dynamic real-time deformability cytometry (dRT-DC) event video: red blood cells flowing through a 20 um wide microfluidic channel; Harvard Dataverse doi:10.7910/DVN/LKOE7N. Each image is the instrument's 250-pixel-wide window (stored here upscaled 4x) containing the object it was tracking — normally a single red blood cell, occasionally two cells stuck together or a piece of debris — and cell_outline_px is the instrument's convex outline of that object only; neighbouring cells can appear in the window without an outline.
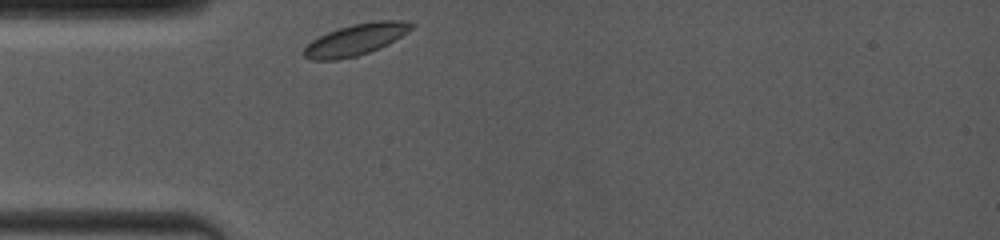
{"species": "common noctule bat (a hibernating species)", "species_latin": "Nyctalus noctula", "temperature_condition": "room temperature", "stored_images_in_passage": 4, "camera_frame_rate_fps": 4000, "um_per_image_px": 0.085, "animal": {"sex": "female", "body_mass_g": 19.0, "forearm_length_mm": 53.3}, "frame": {"image": 1, "passage_image": 1, "time_ms": 0.0, "image_size_px": [1000, 240], "cell_outline_px": [[416, 24], [408, 32], [388, 44], [380, 48], [356, 56], [336, 60], [312, 60], [304, 56], [300, 52], [312, 40], [328, 32], [352, 24], [376, 20], [404, 20]], "centroid_in_image_um": [30.25, 3.36], "position_along_channel_um": 54.8, "area_um2": 19.71}}